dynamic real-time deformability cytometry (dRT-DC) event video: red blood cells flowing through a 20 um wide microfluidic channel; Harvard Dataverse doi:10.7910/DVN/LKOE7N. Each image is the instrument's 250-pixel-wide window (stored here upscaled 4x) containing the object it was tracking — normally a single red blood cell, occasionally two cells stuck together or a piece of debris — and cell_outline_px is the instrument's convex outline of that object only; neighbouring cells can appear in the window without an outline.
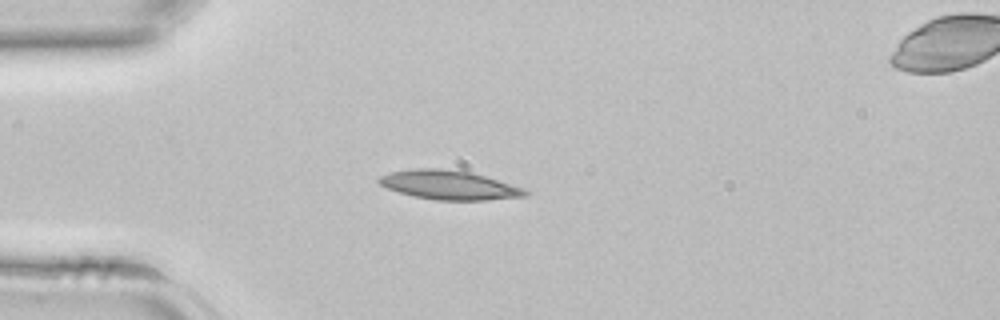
{"species": "common noctule bat (a hibernating species)", "species_latin": "Nyctalus noctula", "temperature_condition": "room temperature", "stored_images_in_passage": 32, "camera_frame_rate_fps": 3000, "um_per_image_px": 0.085, "animal": {"sex": "female", "body_mass_g": 22.7, "forearm_length_mm": 54.2}, "frame": {"image": 1, "passage_image": 1, "time_ms": 0.0, "image_size_px": [1000, 320], "cell_outline_px": [[528, 196], [484, 200], [436, 200], [412, 196], [388, 188], [380, 184], [376, 180], [380, 176], [392, 172], [416, 168], [440, 168], [472, 172], [524, 188], [528, 192]], "centroid_in_image_um": [38.18, 15.72], "position_along_channel_um": 46.8, "area_um2": 24.68}}